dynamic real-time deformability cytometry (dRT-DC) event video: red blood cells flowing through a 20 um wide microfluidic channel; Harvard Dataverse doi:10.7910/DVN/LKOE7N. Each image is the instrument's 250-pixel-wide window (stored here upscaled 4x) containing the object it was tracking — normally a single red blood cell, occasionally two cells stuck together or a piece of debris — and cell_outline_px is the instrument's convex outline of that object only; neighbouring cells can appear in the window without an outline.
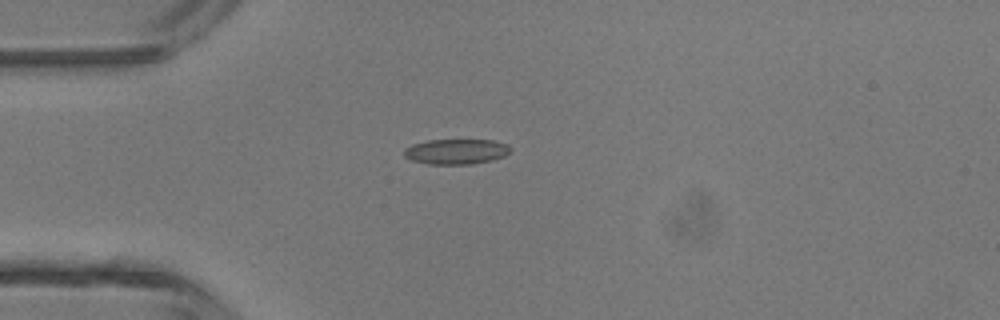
{"species": "common noctule bat (a hibernating species)", "species_latin": "Nyctalus noctula", "temperature_condition": "room temperature", "stored_images_in_passage": 2, "camera_frame_rate_fps": 3000, "um_per_image_px": 0.085, "animal": {"sex": "male", "body_mass_g": 13.3}, "frame": {"image": 1, "passage_image": 1, "time_ms": 0.0, "image_size_px": [1000, 320], "cell_outline_px": [[512, 148], [504, 156], [492, 160], [472, 164], [428, 164], [412, 160], [404, 156], [404, 148], [412, 144], [428, 140], [492, 140], [508, 144]], "centroid_in_image_um": [38.77, 12.88], "position_along_channel_um": 46.2, "area_um2": 15.66}}